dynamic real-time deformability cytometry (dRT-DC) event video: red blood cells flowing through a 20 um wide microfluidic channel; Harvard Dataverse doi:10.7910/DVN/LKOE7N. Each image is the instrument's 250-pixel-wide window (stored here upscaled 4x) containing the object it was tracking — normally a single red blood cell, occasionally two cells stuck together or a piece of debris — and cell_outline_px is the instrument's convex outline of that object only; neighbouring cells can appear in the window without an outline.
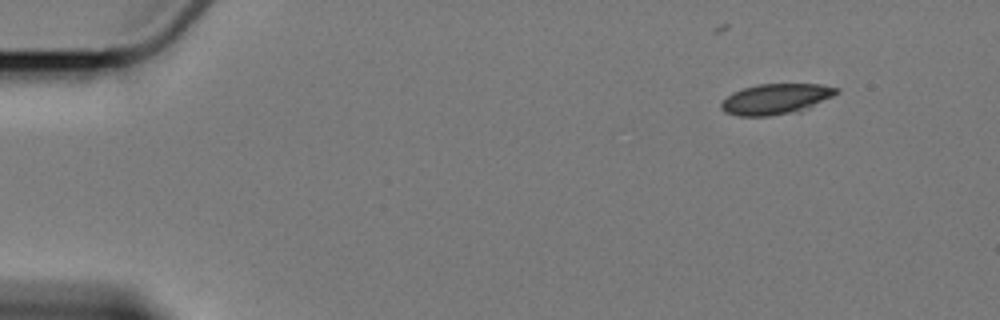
{"species": "Egyptian fruit bat (a non-hibernating species)", "species_latin": "Rousettus aegyptiacus", "temperature_condition": "cold", "stored_images_in_passage": 5, "camera_frame_rate_fps": 3000, "um_per_image_px": 0.085, "animal": {"sex": "female"}, "frame": {"image": 1, "passage_image": 1, "time_ms": 0.0, "image_size_px": [1000, 320], "cell_outline_px": [[840, 92], [800, 112], [768, 116], [740, 116], [724, 112], [720, 108], [720, 104], [732, 92], [744, 88], [760, 84], [820, 84], [840, 88]], "centroid_in_image_um": [65.96, 8.42], "position_along_channel_um": 19.0, "area_um2": 20.58}}
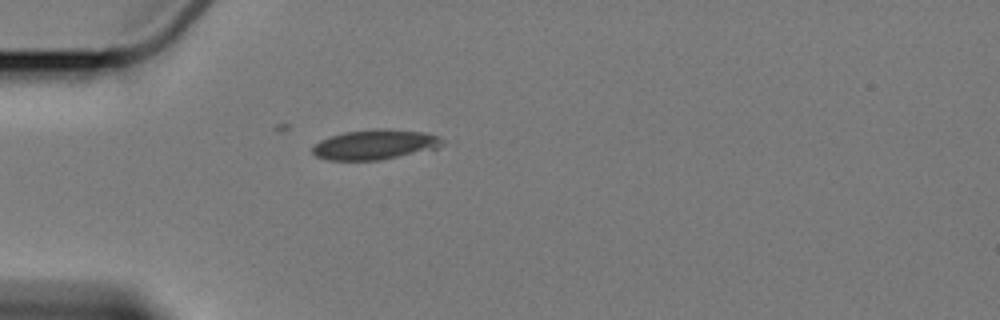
{"frame": {"image": 2, "passage_image": 4, "time_ms": 3.667, "image_size_px": [1000, 320], "cell_outline_px": [[448, 144], [440, 148], [380, 160], [328, 160], [316, 156], [312, 152], [312, 148], [320, 140], [344, 132], [376, 128], [388, 128], [424, 132], [436, 136], [444, 140]], "centroid_in_image_um": [31.94, 12.28], "position_along_channel_um": 53.1, "area_um2": 22.89}}